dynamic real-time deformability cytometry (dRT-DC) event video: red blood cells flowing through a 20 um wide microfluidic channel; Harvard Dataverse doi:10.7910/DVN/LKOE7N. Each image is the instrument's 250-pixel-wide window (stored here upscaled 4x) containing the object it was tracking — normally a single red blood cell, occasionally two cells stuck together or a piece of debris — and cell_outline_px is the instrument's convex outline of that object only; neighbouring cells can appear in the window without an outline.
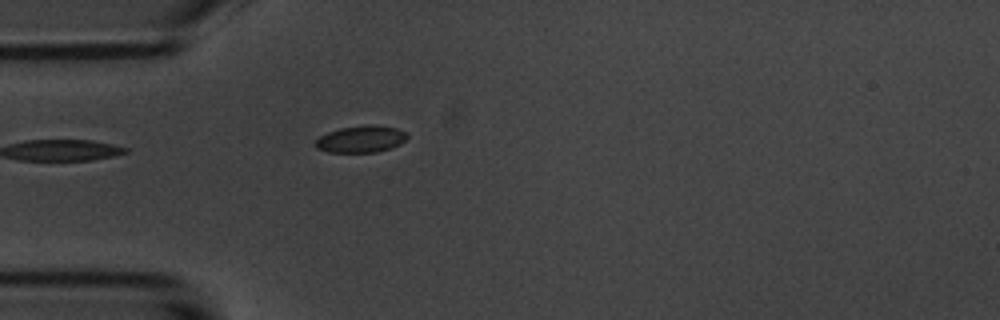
{"species": "common noctule bat (a hibernating species)", "species_latin": "Nyctalus noctula", "temperature_condition": "room temperature", "stored_images_in_passage": 4, "camera_frame_rate_fps": 3000, "um_per_image_px": 0.085, "animal": {"sex": "male", "body_mass_g": 20.1, "forearm_length_mm": 53.5}, "frame": {"image": 1, "passage_image": 4, "time_ms": 4.333, "image_size_px": [1000, 320], "cell_outline_px": [[408, 136], [400, 144], [376, 152], [328, 152], [316, 148], [316, 140], [320, 136], [328, 132], [340, 128], [368, 124], [372, 124], [396, 128], [404, 132]], "centroid_in_image_um": [30.66, 11.81], "position_along_channel_um": 54.3, "area_um2": 14.16}}